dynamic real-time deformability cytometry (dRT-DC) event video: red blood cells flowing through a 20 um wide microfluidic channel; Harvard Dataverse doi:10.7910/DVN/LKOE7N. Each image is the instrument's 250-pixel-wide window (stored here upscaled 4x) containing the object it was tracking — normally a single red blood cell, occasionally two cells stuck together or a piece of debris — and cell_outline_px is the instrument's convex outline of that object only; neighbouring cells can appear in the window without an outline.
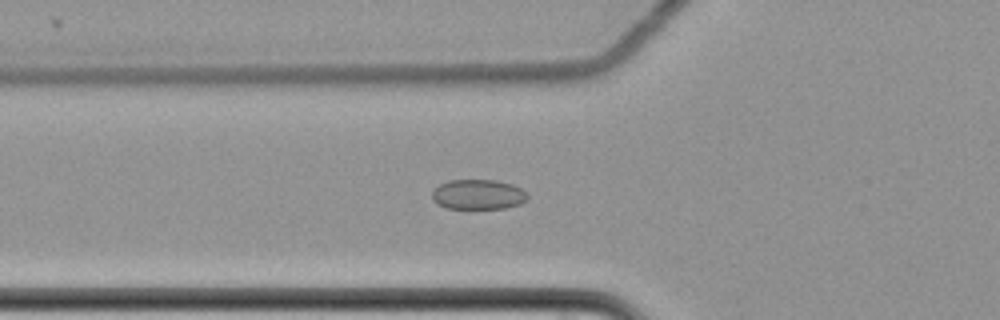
{"species": "common noctule bat (a hibernating species)", "species_latin": "Nyctalus noctula", "temperature_condition": "cold", "stored_images_in_passage": 49, "camera_frame_rate_fps": 3000, "um_per_image_px": 0.085, "animal": {"sex": "female", "body_mass_g": 22.7, "forearm_length_mm": 54.2}, "frame": {"image": 1, "passage_image": 11, "time_ms": 3.333, "image_size_px": [1000, 320], "cell_outline_px": [[528, 196], [520, 204], [504, 208], [448, 208], [436, 204], [432, 200], [432, 192], [440, 184], [448, 180], [496, 180], [512, 184], [528, 192]], "centroid_in_image_um": [40.63, 16.52], "position_along_channel_um": 85.2, "area_um2": 16.65}}
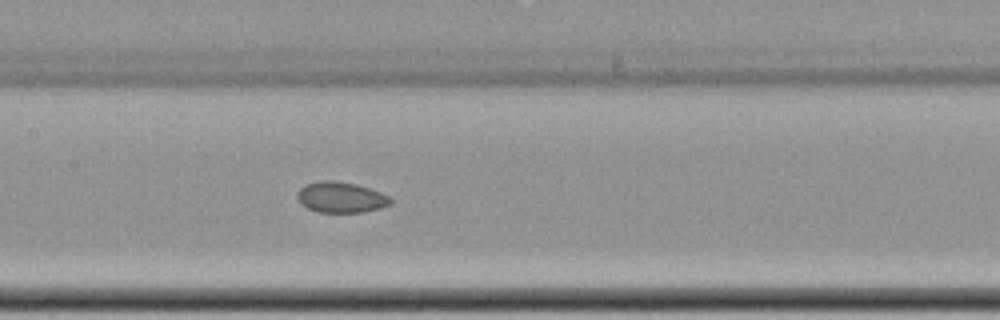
{"frame": {"image": 2, "passage_image": 19, "time_ms": 6.0, "image_size_px": [1000, 320], "cell_outline_px": [[392, 204], [380, 208], [364, 212], [320, 212], [308, 208], [300, 204], [296, 196], [296, 192], [304, 184], [320, 180], [336, 180], [356, 184], [380, 192], [388, 196], [392, 200]], "centroid_in_image_um": [28.94, 16.76], "position_along_channel_um": 178.5, "area_um2": 16.88}}
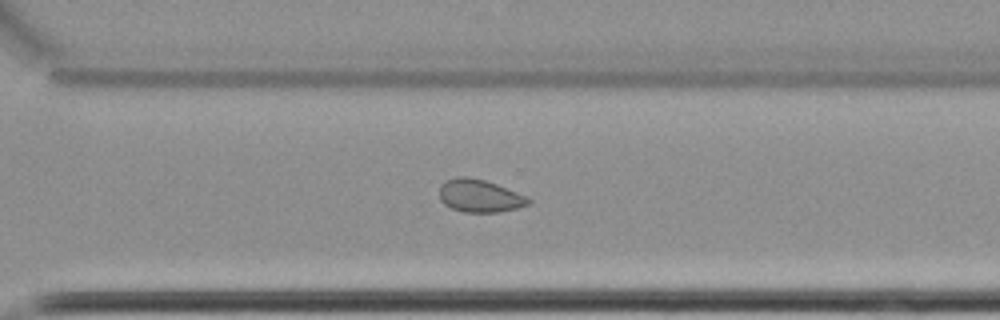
{"frame": {"image": 3, "passage_image": 32, "time_ms": 10.333, "image_size_px": [1000, 320], "cell_outline_px": [[532, 200], [528, 204], [516, 208], [496, 212], [464, 212], [452, 208], [444, 204], [440, 200], [440, 184], [444, 180], [460, 176], [468, 176], [484, 180], [496, 184], [528, 196]], "centroid_in_image_um": [40.75, 16.63], "position_along_channel_um": 329.8, "area_um2": 16.99}, "authors_computed_cell_mechanics": {"area_um2": 17.2822, "velocity_mm_per_s": 3.4952, "shape_relaxation_time_tau1_ms": null, "shape_relaxation_time_tau2_ms": 6.3019, "deformation_change_tau1": null, "deformation_change_tau2": 0.0749}}